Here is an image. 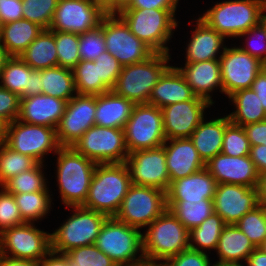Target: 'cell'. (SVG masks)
<instances>
[{
    "label": "cell",
    "mask_w": 266,
    "mask_h": 266,
    "mask_svg": "<svg viewBox=\"0 0 266 266\" xmlns=\"http://www.w3.org/2000/svg\"><path fill=\"white\" fill-rule=\"evenodd\" d=\"M131 185L125 163L97 164L83 207L115 217Z\"/></svg>",
    "instance_id": "cell-1"
},
{
    "label": "cell",
    "mask_w": 266,
    "mask_h": 266,
    "mask_svg": "<svg viewBox=\"0 0 266 266\" xmlns=\"http://www.w3.org/2000/svg\"><path fill=\"white\" fill-rule=\"evenodd\" d=\"M56 154L60 200L69 208L83 206L97 163L78 153L72 146H61Z\"/></svg>",
    "instance_id": "cell-2"
},
{
    "label": "cell",
    "mask_w": 266,
    "mask_h": 266,
    "mask_svg": "<svg viewBox=\"0 0 266 266\" xmlns=\"http://www.w3.org/2000/svg\"><path fill=\"white\" fill-rule=\"evenodd\" d=\"M147 227L142 233L145 260L164 263L189 248V230L169 209Z\"/></svg>",
    "instance_id": "cell-3"
},
{
    "label": "cell",
    "mask_w": 266,
    "mask_h": 266,
    "mask_svg": "<svg viewBox=\"0 0 266 266\" xmlns=\"http://www.w3.org/2000/svg\"><path fill=\"white\" fill-rule=\"evenodd\" d=\"M177 9H126L118 16L130 31L155 53H168L173 31L178 26Z\"/></svg>",
    "instance_id": "cell-4"
},
{
    "label": "cell",
    "mask_w": 266,
    "mask_h": 266,
    "mask_svg": "<svg viewBox=\"0 0 266 266\" xmlns=\"http://www.w3.org/2000/svg\"><path fill=\"white\" fill-rule=\"evenodd\" d=\"M264 0H227L215 3L199 18L225 39L241 34L261 22Z\"/></svg>",
    "instance_id": "cell-5"
},
{
    "label": "cell",
    "mask_w": 266,
    "mask_h": 266,
    "mask_svg": "<svg viewBox=\"0 0 266 266\" xmlns=\"http://www.w3.org/2000/svg\"><path fill=\"white\" fill-rule=\"evenodd\" d=\"M170 56L168 53H154L146 61L123 66L112 90L135 104L148 103L155 84L170 67Z\"/></svg>",
    "instance_id": "cell-6"
},
{
    "label": "cell",
    "mask_w": 266,
    "mask_h": 266,
    "mask_svg": "<svg viewBox=\"0 0 266 266\" xmlns=\"http://www.w3.org/2000/svg\"><path fill=\"white\" fill-rule=\"evenodd\" d=\"M95 245L118 266L145 260L141 229L129 226L115 217H108L102 224Z\"/></svg>",
    "instance_id": "cell-7"
},
{
    "label": "cell",
    "mask_w": 266,
    "mask_h": 266,
    "mask_svg": "<svg viewBox=\"0 0 266 266\" xmlns=\"http://www.w3.org/2000/svg\"><path fill=\"white\" fill-rule=\"evenodd\" d=\"M71 212V216L50 233L51 250L56 253L65 254L71 249L95 244L102 224L108 218L83 206H72Z\"/></svg>",
    "instance_id": "cell-8"
},
{
    "label": "cell",
    "mask_w": 266,
    "mask_h": 266,
    "mask_svg": "<svg viewBox=\"0 0 266 266\" xmlns=\"http://www.w3.org/2000/svg\"><path fill=\"white\" fill-rule=\"evenodd\" d=\"M97 164L125 163L129 154L124 129L90 127L72 146Z\"/></svg>",
    "instance_id": "cell-9"
},
{
    "label": "cell",
    "mask_w": 266,
    "mask_h": 266,
    "mask_svg": "<svg viewBox=\"0 0 266 266\" xmlns=\"http://www.w3.org/2000/svg\"><path fill=\"white\" fill-rule=\"evenodd\" d=\"M167 209L166 192L146 186L131 185L115 218L139 229L147 227Z\"/></svg>",
    "instance_id": "cell-10"
},
{
    "label": "cell",
    "mask_w": 266,
    "mask_h": 266,
    "mask_svg": "<svg viewBox=\"0 0 266 266\" xmlns=\"http://www.w3.org/2000/svg\"><path fill=\"white\" fill-rule=\"evenodd\" d=\"M124 133L129 153L161 147L166 141L161 108L148 103L136 104Z\"/></svg>",
    "instance_id": "cell-11"
},
{
    "label": "cell",
    "mask_w": 266,
    "mask_h": 266,
    "mask_svg": "<svg viewBox=\"0 0 266 266\" xmlns=\"http://www.w3.org/2000/svg\"><path fill=\"white\" fill-rule=\"evenodd\" d=\"M5 144L12 150L32 157L43 163L48 153H57L61 147L57 141L56 129L28 124L15 120L7 124Z\"/></svg>",
    "instance_id": "cell-12"
},
{
    "label": "cell",
    "mask_w": 266,
    "mask_h": 266,
    "mask_svg": "<svg viewBox=\"0 0 266 266\" xmlns=\"http://www.w3.org/2000/svg\"><path fill=\"white\" fill-rule=\"evenodd\" d=\"M51 251L50 233L32 222L10 227L0 234V254L39 262Z\"/></svg>",
    "instance_id": "cell-13"
},
{
    "label": "cell",
    "mask_w": 266,
    "mask_h": 266,
    "mask_svg": "<svg viewBox=\"0 0 266 266\" xmlns=\"http://www.w3.org/2000/svg\"><path fill=\"white\" fill-rule=\"evenodd\" d=\"M100 27L103 30L106 51L123 66L146 61L155 53L130 31L118 15H106Z\"/></svg>",
    "instance_id": "cell-14"
},
{
    "label": "cell",
    "mask_w": 266,
    "mask_h": 266,
    "mask_svg": "<svg viewBox=\"0 0 266 266\" xmlns=\"http://www.w3.org/2000/svg\"><path fill=\"white\" fill-rule=\"evenodd\" d=\"M104 7L93 0H58L50 31L82 34L100 26Z\"/></svg>",
    "instance_id": "cell-15"
},
{
    "label": "cell",
    "mask_w": 266,
    "mask_h": 266,
    "mask_svg": "<svg viewBox=\"0 0 266 266\" xmlns=\"http://www.w3.org/2000/svg\"><path fill=\"white\" fill-rule=\"evenodd\" d=\"M125 164L133 185L168 191L170 177L163 146L133 151L128 154Z\"/></svg>",
    "instance_id": "cell-16"
},
{
    "label": "cell",
    "mask_w": 266,
    "mask_h": 266,
    "mask_svg": "<svg viewBox=\"0 0 266 266\" xmlns=\"http://www.w3.org/2000/svg\"><path fill=\"white\" fill-rule=\"evenodd\" d=\"M223 94L227 97L242 89H250L262 70V62L239 46L225 47L219 58Z\"/></svg>",
    "instance_id": "cell-17"
},
{
    "label": "cell",
    "mask_w": 266,
    "mask_h": 266,
    "mask_svg": "<svg viewBox=\"0 0 266 266\" xmlns=\"http://www.w3.org/2000/svg\"><path fill=\"white\" fill-rule=\"evenodd\" d=\"M96 95L76 94L66 105L63 116L56 127L60 146L73 144L95 125Z\"/></svg>",
    "instance_id": "cell-18"
},
{
    "label": "cell",
    "mask_w": 266,
    "mask_h": 266,
    "mask_svg": "<svg viewBox=\"0 0 266 266\" xmlns=\"http://www.w3.org/2000/svg\"><path fill=\"white\" fill-rule=\"evenodd\" d=\"M211 106L213 104L206 99L195 96L191 100L161 108L166 140L190 138L193 131L205 118V110Z\"/></svg>",
    "instance_id": "cell-19"
},
{
    "label": "cell",
    "mask_w": 266,
    "mask_h": 266,
    "mask_svg": "<svg viewBox=\"0 0 266 266\" xmlns=\"http://www.w3.org/2000/svg\"><path fill=\"white\" fill-rule=\"evenodd\" d=\"M260 204L258 188L238 184H218L213 206L225 224H236L247 212Z\"/></svg>",
    "instance_id": "cell-20"
},
{
    "label": "cell",
    "mask_w": 266,
    "mask_h": 266,
    "mask_svg": "<svg viewBox=\"0 0 266 266\" xmlns=\"http://www.w3.org/2000/svg\"><path fill=\"white\" fill-rule=\"evenodd\" d=\"M205 168L218 184L258 187L260 174L249 155L234 157L221 152L205 163Z\"/></svg>",
    "instance_id": "cell-21"
},
{
    "label": "cell",
    "mask_w": 266,
    "mask_h": 266,
    "mask_svg": "<svg viewBox=\"0 0 266 266\" xmlns=\"http://www.w3.org/2000/svg\"><path fill=\"white\" fill-rule=\"evenodd\" d=\"M66 105V100L46 94L21 97L17 120L56 129L64 114Z\"/></svg>",
    "instance_id": "cell-22"
},
{
    "label": "cell",
    "mask_w": 266,
    "mask_h": 266,
    "mask_svg": "<svg viewBox=\"0 0 266 266\" xmlns=\"http://www.w3.org/2000/svg\"><path fill=\"white\" fill-rule=\"evenodd\" d=\"M162 146L165 150L170 184L205 168V163L190 138L166 140Z\"/></svg>",
    "instance_id": "cell-23"
},
{
    "label": "cell",
    "mask_w": 266,
    "mask_h": 266,
    "mask_svg": "<svg viewBox=\"0 0 266 266\" xmlns=\"http://www.w3.org/2000/svg\"><path fill=\"white\" fill-rule=\"evenodd\" d=\"M184 65L183 67H175L191 87L193 93L196 96L206 99L211 104H214L212 92L219 89V92L223 94L219 59Z\"/></svg>",
    "instance_id": "cell-24"
},
{
    "label": "cell",
    "mask_w": 266,
    "mask_h": 266,
    "mask_svg": "<svg viewBox=\"0 0 266 266\" xmlns=\"http://www.w3.org/2000/svg\"><path fill=\"white\" fill-rule=\"evenodd\" d=\"M0 86L19 95L28 97L42 94L41 70L32 69L20 57L12 56L0 73Z\"/></svg>",
    "instance_id": "cell-25"
},
{
    "label": "cell",
    "mask_w": 266,
    "mask_h": 266,
    "mask_svg": "<svg viewBox=\"0 0 266 266\" xmlns=\"http://www.w3.org/2000/svg\"><path fill=\"white\" fill-rule=\"evenodd\" d=\"M195 20V29L185 49V64L219 59L226 47V39L200 18Z\"/></svg>",
    "instance_id": "cell-26"
},
{
    "label": "cell",
    "mask_w": 266,
    "mask_h": 266,
    "mask_svg": "<svg viewBox=\"0 0 266 266\" xmlns=\"http://www.w3.org/2000/svg\"><path fill=\"white\" fill-rule=\"evenodd\" d=\"M218 183L206 168L173 181L166 192L167 200H213Z\"/></svg>",
    "instance_id": "cell-27"
},
{
    "label": "cell",
    "mask_w": 266,
    "mask_h": 266,
    "mask_svg": "<svg viewBox=\"0 0 266 266\" xmlns=\"http://www.w3.org/2000/svg\"><path fill=\"white\" fill-rule=\"evenodd\" d=\"M196 95L175 66H170L151 91L148 104L163 108L167 105L191 100Z\"/></svg>",
    "instance_id": "cell-28"
},
{
    "label": "cell",
    "mask_w": 266,
    "mask_h": 266,
    "mask_svg": "<svg viewBox=\"0 0 266 266\" xmlns=\"http://www.w3.org/2000/svg\"><path fill=\"white\" fill-rule=\"evenodd\" d=\"M135 105L113 90L96 95L95 125L124 129Z\"/></svg>",
    "instance_id": "cell-29"
},
{
    "label": "cell",
    "mask_w": 266,
    "mask_h": 266,
    "mask_svg": "<svg viewBox=\"0 0 266 266\" xmlns=\"http://www.w3.org/2000/svg\"><path fill=\"white\" fill-rule=\"evenodd\" d=\"M255 249L251 240L236 224H226L215 250L219 259L213 264L242 265Z\"/></svg>",
    "instance_id": "cell-30"
},
{
    "label": "cell",
    "mask_w": 266,
    "mask_h": 266,
    "mask_svg": "<svg viewBox=\"0 0 266 266\" xmlns=\"http://www.w3.org/2000/svg\"><path fill=\"white\" fill-rule=\"evenodd\" d=\"M205 119H207L206 115L193 131L190 139L200 158L204 163H207L211 158L221 153L225 128L230 120L228 115L212 118L210 121Z\"/></svg>",
    "instance_id": "cell-31"
},
{
    "label": "cell",
    "mask_w": 266,
    "mask_h": 266,
    "mask_svg": "<svg viewBox=\"0 0 266 266\" xmlns=\"http://www.w3.org/2000/svg\"><path fill=\"white\" fill-rule=\"evenodd\" d=\"M19 57L34 70L58 66L55 31L43 29Z\"/></svg>",
    "instance_id": "cell-32"
},
{
    "label": "cell",
    "mask_w": 266,
    "mask_h": 266,
    "mask_svg": "<svg viewBox=\"0 0 266 266\" xmlns=\"http://www.w3.org/2000/svg\"><path fill=\"white\" fill-rule=\"evenodd\" d=\"M43 30L38 24L20 19L3 24L0 42L11 56L19 57Z\"/></svg>",
    "instance_id": "cell-33"
},
{
    "label": "cell",
    "mask_w": 266,
    "mask_h": 266,
    "mask_svg": "<svg viewBox=\"0 0 266 266\" xmlns=\"http://www.w3.org/2000/svg\"><path fill=\"white\" fill-rule=\"evenodd\" d=\"M228 98L236 109L228 114L233 124L245 126L266 120V111L263 109L259 96L251 88L236 91Z\"/></svg>",
    "instance_id": "cell-34"
},
{
    "label": "cell",
    "mask_w": 266,
    "mask_h": 266,
    "mask_svg": "<svg viewBox=\"0 0 266 266\" xmlns=\"http://www.w3.org/2000/svg\"><path fill=\"white\" fill-rule=\"evenodd\" d=\"M40 86L42 94L67 102L77 94L73 71L61 66L42 69Z\"/></svg>",
    "instance_id": "cell-35"
},
{
    "label": "cell",
    "mask_w": 266,
    "mask_h": 266,
    "mask_svg": "<svg viewBox=\"0 0 266 266\" xmlns=\"http://www.w3.org/2000/svg\"><path fill=\"white\" fill-rule=\"evenodd\" d=\"M169 209L190 231L214 213L213 200H167Z\"/></svg>",
    "instance_id": "cell-36"
},
{
    "label": "cell",
    "mask_w": 266,
    "mask_h": 266,
    "mask_svg": "<svg viewBox=\"0 0 266 266\" xmlns=\"http://www.w3.org/2000/svg\"><path fill=\"white\" fill-rule=\"evenodd\" d=\"M225 225L223 219L217 213H213L189 231V248L204 253H207L206 249L215 251Z\"/></svg>",
    "instance_id": "cell-37"
},
{
    "label": "cell",
    "mask_w": 266,
    "mask_h": 266,
    "mask_svg": "<svg viewBox=\"0 0 266 266\" xmlns=\"http://www.w3.org/2000/svg\"><path fill=\"white\" fill-rule=\"evenodd\" d=\"M51 191H37L33 193L13 194L20 215L25 222L35 223L46 218L52 209Z\"/></svg>",
    "instance_id": "cell-38"
},
{
    "label": "cell",
    "mask_w": 266,
    "mask_h": 266,
    "mask_svg": "<svg viewBox=\"0 0 266 266\" xmlns=\"http://www.w3.org/2000/svg\"><path fill=\"white\" fill-rule=\"evenodd\" d=\"M76 93L80 95H100L111 89L99 78L98 64L80 60L72 69Z\"/></svg>",
    "instance_id": "cell-39"
},
{
    "label": "cell",
    "mask_w": 266,
    "mask_h": 266,
    "mask_svg": "<svg viewBox=\"0 0 266 266\" xmlns=\"http://www.w3.org/2000/svg\"><path fill=\"white\" fill-rule=\"evenodd\" d=\"M43 163H37L32 169L22 172L7 181L2 188L10 194L50 191ZM43 168V170H42Z\"/></svg>",
    "instance_id": "cell-40"
},
{
    "label": "cell",
    "mask_w": 266,
    "mask_h": 266,
    "mask_svg": "<svg viewBox=\"0 0 266 266\" xmlns=\"http://www.w3.org/2000/svg\"><path fill=\"white\" fill-rule=\"evenodd\" d=\"M36 164L32 157L16 152L3 143L0 145V187L14 176L32 169Z\"/></svg>",
    "instance_id": "cell-41"
},
{
    "label": "cell",
    "mask_w": 266,
    "mask_h": 266,
    "mask_svg": "<svg viewBox=\"0 0 266 266\" xmlns=\"http://www.w3.org/2000/svg\"><path fill=\"white\" fill-rule=\"evenodd\" d=\"M236 225L258 248L266 238V204L260 203L247 212Z\"/></svg>",
    "instance_id": "cell-42"
},
{
    "label": "cell",
    "mask_w": 266,
    "mask_h": 266,
    "mask_svg": "<svg viewBox=\"0 0 266 266\" xmlns=\"http://www.w3.org/2000/svg\"><path fill=\"white\" fill-rule=\"evenodd\" d=\"M58 66L73 69L81 60L79 56V34L55 31Z\"/></svg>",
    "instance_id": "cell-43"
},
{
    "label": "cell",
    "mask_w": 266,
    "mask_h": 266,
    "mask_svg": "<svg viewBox=\"0 0 266 266\" xmlns=\"http://www.w3.org/2000/svg\"><path fill=\"white\" fill-rule=\"evenodd\" d=\"M58 0H22L23 19L49 29L53 21Z\"/></svg>",
    "instance_id": "cell-44"
},
{
    "label": "cell",
    "mask_w": 266,
    "mask_h": 266,
    "mask_svg": "<svg viewBox=\"0 0 266 266\" xmlns=\"http://www.w3.org/2000/svg\"><path fill=\"white\" fill-rule=\"evenodd\" d=\"M68 266H118L95 244L77 247L66 252Z\"/></svg>",
    "instance_id": "cell-45"
},
{
    "label": "cell",
    "mask_w": 266,
    "mask_h": 266,
    "mask_svg": "<svg viewBox=\"0 0 266 266\" xmlns=\"http://www.w3.org/2000/svg\"><path fill=\"white\" fill-rule=\"evenodd\" d=\"M250 147L243 126L230 122L225 128L221 152L228 156L241 157L249 155Z\"/></svg>",
    "instance_id": "cell-46"
},
{
    "label": "cell",
    "mask_w": 266,
    "mask_h": 266,
    "mask_svg": "<svg viewBox=\"0 0 266 266\" xmlns=\"http://www.w3.org/2000/svg\"><path fill=\"white\" fill-rule=\"evenodd\" d=\"M104 51H106V46L103 30L100 26L79 35V56L81 60L95 61Z\"/></svg>",
    "instance_id": "cell-47"
},
{
    "label": "cell",
    "mask_w": 266,
    "mask_h": 266,
    "mask_svg": "<svg viewBox=\"0 0 266 266\" xmlns=\"http://www.w3.org/2000/svg\"><path fill=\"white\" fill-rule=\"evenodd\" d=\"M240 37H246L244 43L246 45H239L243 51L249 53L252 57L258 59L262 63L266 61V27L262 22L241 34L239 38ZM260 40L261 42H259Z\"/></svg>",
    "instance_id": "cell-48"
},
{
    "label": "cell",
    "mask_w": 266,
    "mask_h": 266,
    "mask_svg": "<svg viewBox=\"0 0 266 266\" xmlns=\"http://www.w3.org/2000/svg\"><path fill=\"white\" fill-rule=\"evenodd\" d=\"M25 223L22 219L14 195L0 189V234L10 227Z\"/></svg>",
    "instance_id": "cell-49"
},
{
    "label": "cell",
    "mask_w": 266,
    "mask_h": 266,
    "mask_svg": "<svg viewBox=\"0 0 266 266\" xmlns=\"http://www.w3.org/2000/svg\"><path fill=\"white\" fill-rule=\"evenodd\" d=\"M94 62L98 64L99 78L112 90L116 85L123 65H121L108 51H104L100 54Z\"/></svg>",
    "instance_id": "cell-50"
},
{
    "label": "cell",
    "mask_w": 266,
    "mask_h": 266,
    "mask_svg": "<svg viewBox=\"0 0 266 266\" xmlns=\"http://www.w3.org/2000/svg\"><path fill=\"white\" fill-rule=\"evenodd\" d=\"M208 253L187 248L178 255L172 256L163 266H213Z\"/></svg>",
    "instance_id": "cell-51"
},
{
    "label": "cell",
    "mask_w": 266,
    "mask_h": 266,
    "mask_svg": "<svg viewBox=\"0 0 266 266\" xmlns=\"http://www.w3.org/2000/svg\"><path fill=\"white\" fill-rule=\"evenodd\" d=\"M21 97L0 86V119L6 124L18 119Z\"/></svg>",
    "instance_id": "cell-52"
},
{
    "label": "cell",
    "mask_w": 266,
    "mask_h": 266,
    "mask_svg": "<svg viewBox=\"0 0 266 266\" xmlns=\"http://www.w3.org/2000/svg\"><path fill=\"white\" fill-rule=\"evenodd\" d=\"M23 19L22 0H0V20L2 24Z\"/></svg>",
    "instance_id": "cell-53"
},
{
    "label": "cell",
    "mask_w": 266,
    "mask_h": 266,
    "mask_svg": "<svg viewBox=\"0 0 266 266\" xmlns=\"http://www.w3.org/2000/svg\"><path fill=\"white\" fill-rule=\"evenodd\" d=\"M250 146L266 145V120L243 126Z\"/></svg>",
    "instance_id": "cell-54"
},
{
    "label": "cell",
    "mask_w": 266,
    "mask_h": 266,
    "mask_svg": "<svg viewBox=\"0 0 266 266\" xmlns=\"http://www.w3.org/2000/svg\"><path fill=\"white\" fill-rule=\"evenodd\" d=\"M179 0H133L128 9H177Z\"/></svg>",
    "instance_id": "cell-55"
},
{
    "label": "cell",
    "mask_w": 266,
    "mask_h": 266,
    "mask_svg": "<svg viewBox=\"0 0 266 266\" xmlns=\"http://www.w3.org/2000/svg\"><path fill=\"white\" fill-rule=\"evenodd\" d=\"M250 159L255 164L259 174L266 172V145H257L250 147Z\"/></svg>",
    "instance_id": "cell-56"
},
{
    "label": "cell",
    "mask_w": 266,
    "mask_h": 266,
    "mask_svg": "<svg viewBox=\"0 0 266 266\" xmlns=\"http://www.w3.org/2000/svg\"><path fill=\"white\" fill-rule=\"evenodd\" d=\"M251 89L259 96L263 109L266 111V73L263 70L255 77Z\"/></svg>",
    "instance_id": "cell-57"
},
{
    "label": "cell",
    "mask_w": 266,
    "mask_h": 266,
    "mask_svg": "<svg viewBox=\"0 0 266 266\" xmlns=\"http://www.w3.org/2000/svg\"><path fill=\"white\" fill-rule=\"evenodd\" d=\"M39 266H68V257L51 250L39 261Z\"/></svg>",
    "instance_id": "cell-58"
},
{
    "label": "cell",
    "mask_w": 266,
    "mask_h": 266,
    "mask_svg": "<svg viewBox=\"0 0 266 266\" xmlns=\"http://www.w3.org/2000/svg\"><path fill=\"white\" fill-rule=\"evenodd\" d=\"M133 0H111L105 7L106 15H119L132 5Z\"/></svg>",
    "instance_id": "cell-59"
},
{
    "label": "cell",
    "mask_w": 266,
    "mask_h": 266,
    "mask_svg": "<svg viewBox=\"0 0 266 266\" xmlns=\"http://www.w3.org/2000/svg\"><path fill=\"white\" fill-rule=\"evenodd\" d=\"M244 263L246 266H266V253L256 248Z\"/></svg>",
    "instance_id": "cell-60"
},
{
    "label": "cell",
    "mask_w": 266,
    "mask_h": 266,
    "mask_svg": "<svg viewBox=\"0 0 266 266\" xmlns=\"http://www.w3.org/2000/svg\"><path fill=\"white\" fill-rule=\"evenodd\" d=\"M0 266H39V262L32 260L14 259L0 254Z\"/></svg>",
    "instance_id": "cell-61"
},
{
    "label": "cell",
    "mask_w": 266,
    "mask_h": 266,
    "mask_svg": "<svg viewBox=\"0 0 266 266\" xmlns=\"http://www.w3.org/2000/svg\"><path fill=\"white\" fill-rule=\"evenodd\" d=\"M257 188L260 203L266 204V172L260 174Z\"/></svg>",
    "instance_id": "cell-62"
},
{
    "label": "cell",
    "mask_w": 266,
    "mask_h": 266,
    "mask_svg": "<svg viewBox=\"0 0 266 266\" xmlns=\"http://www.w3.org/2000/svg\"><path fill=\"white\" fill-rule=\"evenodd\" d=\"M12 56L0 42V73Z\"/></svg>",
    "instance_id": "cell-63"
},
{
    "label": "cell",
    "mask_w": 266,
    "mask_h": 266,
    "mask_svg": "<svg viewBox=\"0 0 266 266\" xmlns=\"http://www.w3.org/2000/svg\"><path fill=\"white\" fill-rule=\"evenodd\" d=\"M7 124L0 119V145L5 143Z\"/></svg>",
    "instance_id": "cell-64"
},
{
    "label": "cell",
    "mask_w": 266,
    "mask_h": 266,
    "mask_svg": "<svg viewBox=\"0 0 266 266\" xmlns=\"http://www.w3.org/2000/svg\"><path fill=\"white\" fill-rule=\"evenodd\" d=\"M123 266H163V263L143 260L140 263H135L132 265H123Z\"/></svg>",
    "instance_id": "cell-65"
},
{
    "label": "cell",
    "mask_w": 266,
    "mask_h": 266,
    "mask_svg": "<svg viewBox=\"0 0 266 266\" xmlns=\"http://www.w3.org/2000/svg\"><path fill=\"white\" fill-rule=\"evenodd\" d=\"M96 3L101 4L103 7H105L111 0H93Z\"/></svg>",
    "instance_id": "cell-66"
},
{
    "label": "cell",
    "mask_w": 266,
    "mask_h": 266,
    "mask_svg": "<svg viewBox=\"0 0 266 266\" xmlns=\"http://www.w3.org/2000/svg\"><path fill=\"white\" fill-rule=\"evenodd\" d=\"M258 248L266 253V238L264 239V241L261 243V245Z\"/></svg>",
    "instance_id": "cell-67"
},
{
    "label": "cell",
    "mask_w": 266,
    "mask_h": 266,
    "mask_svg": "<svg viewBox=\"0 0 266 266\" xmlns=\"http://www.w3.org/2000/svg\"><path fill=\"white\" fill-rule=\"evenodd\" d=\"M266 10L264 9L263 10V13H262V17H261V22L264 24V26L266 27Z\"/></svg>",
    "instance_id": "cell-68"
},
{
    "label": "cell",
    "mask_w": 266,
    "mask_h": 266,
    "mask_svg": "<svg viewBox=\"0 0 266 266\" xmlns=\"http://www.w3.org/2000/svg\"><path fill=\"white\" fill-rule=\"evenodd\" d=\"M213 266H245L244 263L242 265H234V264H214Z\"/></svg>",
    "instance_id": "cell-69"
},
{
    "label": "cell",
    "mask_w": 266,
    "mask_h": 266,
    "mask_svg": "<svg viewBox=\"0 0 266 266\" xmlns=\"http://www.w3.org/2000/svg\"><path fill=\"white\" fill-rule=\"evenodd\" d=\"M262 70L266 73V61L262 63Z\"/></svg>",
    "instance_id": "cell-70"
},
{
    "label": "cell",
    "mask_w": 266,
    "mask_h": 266,
    "mask_svg": "<svg viewBox=\"0 0 266 266\" xmlns=\"http://www.w3.org/2000/svg\"><path fill=\"white\" fill-rule=\"evenodd\" d=\"M2 27H3V24H2V21L0 20V36H1Z\"/></svg>",
    "instance_id": "cell-71"
},
{
    "label": "cell",
    "mask_w": 266,
    "mask_h": 266,
    "mask_svg": "<svg viewBox=\"0 0 266 266\" xmlns=\"http://www.w3.org/2000/svg\"><path fill=\"white\" fill-rule=\"evenodd\" d=\"M264 9L266 10V0H264Z\"/></svg>",
    "instance_id": "cell-72"
}]
</instances>
